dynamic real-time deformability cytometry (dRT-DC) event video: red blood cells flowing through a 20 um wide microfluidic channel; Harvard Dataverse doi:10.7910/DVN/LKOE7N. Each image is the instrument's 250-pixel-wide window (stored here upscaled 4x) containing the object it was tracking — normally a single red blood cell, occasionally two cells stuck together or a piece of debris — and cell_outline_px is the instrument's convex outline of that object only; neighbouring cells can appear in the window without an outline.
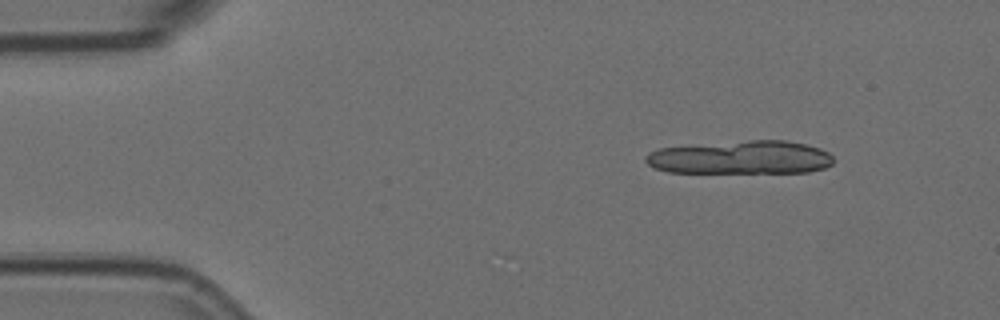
{"species": "Egyptian fruit bat (a non-hibernating species)", "species_latin": "Rousettus aegyptiacus", "temperature_condition": "room temperature", "stored_images_in_passage": 6, "camera_frame_rate_fps": 3000, "um_per_image_px": 0.085, "animal": {"sex": "female"}, "frame": {"image": 1, "passage_image": 2, "time_ms": 0.333, "image_size_px": [1000, 320], "cell_outline_px": [[832, 164], [824, 168], [808, 172], [668, 172], [656, 168], [648, 164], [644, 160], [644, 156], [648, 152], [660, 148], [748, 140], [788, 140], [820, 148], [828, 152], [832, 156]], "centroid_in_image_um": [62.97, 13.38], "position_along_channel_um": 22.0, "area_um2": 36.36}}
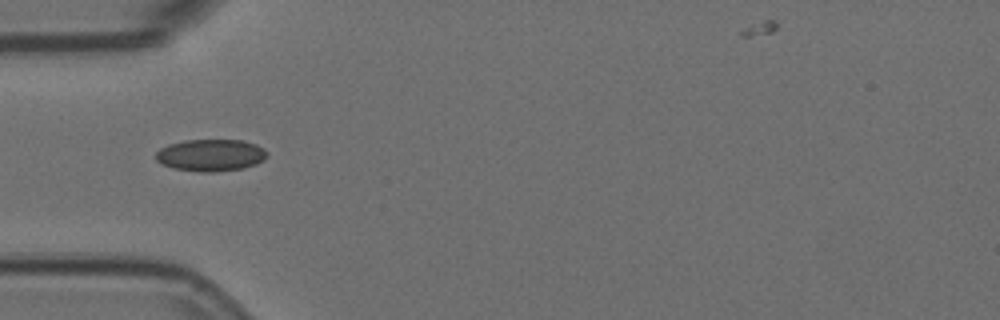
{"frame": {"image": 2, "passage_image": 5, "time_ms": 1.333, "image_size_px": [1000, 320], "cell_outline_px": [[268, 156], [264, 160], [256, 164], [244, 168], [216, 172], [200, 172], [172, 168], [156, 160], [156, 152], [160, 148], [168, 144], [184, 140], [240, 140], [256, 144], [264, 148], [268, 152]], "centroid_in_image_um": [17.93, 13.19], "position_along_channel_um": 67.1, "area_um2": 20.92}}
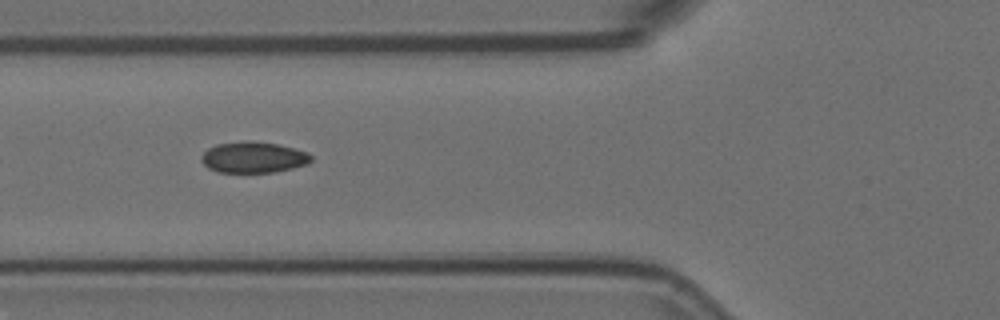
{"frame": {"image": 3, "passage_image": 6, "time_ms": 1.667, "image_size_px": [1000, 320], "cell_outline_px": [[312, 160], [308, 164], [292, 168], [272, 172], [216, 172], [208, 168], [200, 160], [204, 152], [208, 148], [216, 144], [248, 140], [252, 140], [276, 144], [308, 152], [312, 156]], "centroid_in_image_um": [21.53, 13.37], "position_along_channel_um": 104.3, "area_um2": 19.88}}